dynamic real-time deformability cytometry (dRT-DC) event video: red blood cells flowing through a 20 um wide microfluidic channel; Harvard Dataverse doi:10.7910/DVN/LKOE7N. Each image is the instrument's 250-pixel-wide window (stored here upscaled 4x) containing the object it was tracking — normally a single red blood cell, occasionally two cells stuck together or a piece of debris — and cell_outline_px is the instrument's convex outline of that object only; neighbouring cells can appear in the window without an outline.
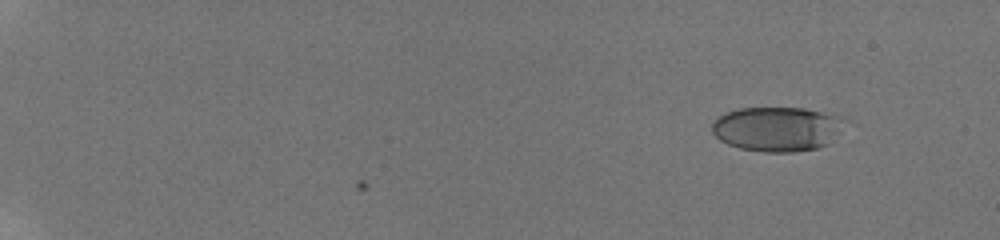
{"species": "human", "species_latin": "Homo sapiens", "temperature_condition": "room temperature", "stored_images_in_passage": 15, "camera_frame_rate_fps": 3000, "um_per_image_px": 0.085, "donor": {"sex": "male"}, "frame": {"image": 1, "passage_image": 3, "time_ms": 1.667, "image_size_px": [1000, 240], "cell_outline_px": [[848, 120], [840, 132], [828, 144], [816, 148], [792, 152], [764, 152], [740, 148], [728, 144], [720, 140], [712, 132], [712, 120], [716, 116], [724, 112], [740, 108], [804, 108], [844, 116]], "centroid_in_image_um": [66.07, 10.94], "position_along_channel_um": 18.9, "area_um2": 34.97}}
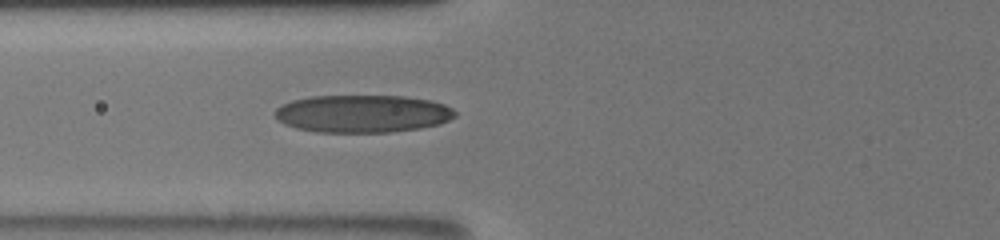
{"frame": {"image": 2, "passage_image": 15, "time_ms": 8.333, "image_size_px": [1000, 240], "cell_outline_px": [[456, 116], [440, 124], [420, 128], [392, 132], [316, 132], [296, 128], [284, 124], [276, 116], [276, 108], [292, 100], [312, 96], [404, 96], [432, 100], [444, 104], [452, 108], [456, 112]], "centroid_in_image_um": [30.85, 9.66], "position_along_channel_um": 94.9, "area_um2": 39.54}}